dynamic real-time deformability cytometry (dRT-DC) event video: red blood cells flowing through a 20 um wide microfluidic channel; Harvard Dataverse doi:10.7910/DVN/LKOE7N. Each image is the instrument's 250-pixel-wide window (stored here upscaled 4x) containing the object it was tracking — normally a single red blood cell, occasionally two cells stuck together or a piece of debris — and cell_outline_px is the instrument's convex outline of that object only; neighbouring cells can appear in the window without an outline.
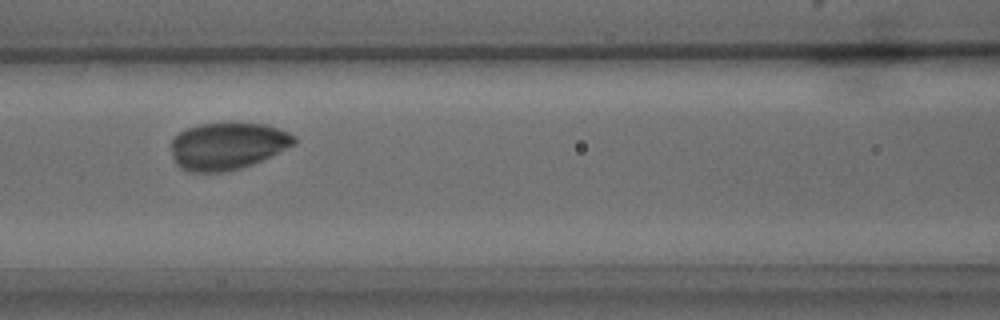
{"species": "common noctule bat (a hibernating species)", "species_latin": "Nyctalus noctula", "temperature_condition": "warm", "stored_images_in_passage": 27, "camera_frame_rate_fps": 3000, "um_per_image_px": 0.085, "animal": {"sex": "male", "body_mass_g": 15.6}, "frame": {"image": 1, "passage_image": 6, "time_ms": 1.667, "image_size_px": [1000, 320], "cell_outline_px": [[296, 144], [252, 164], [240, 168], [224, 172], [188, 172], [180, 168], [176, 164], [172, 156], [172, 140], [180, 132], [188, 128], [200, 124], [264, 124], [288, 132], [296, 136]], "centroid_in_image_um": [19.32, 12.43], "position_along_channel_um": 147.3, "area_um2": 33.41}}
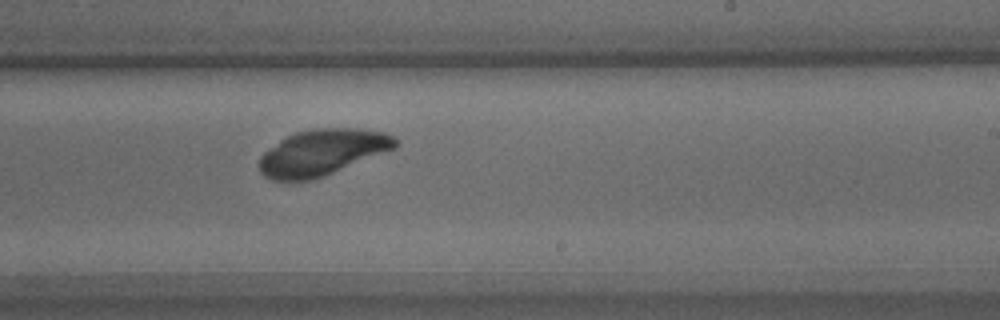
{"frame": {"image": 2, "passage_image": 13, "time_ms": 4.0, "image_size_px": [1000, 320], "cell_outline_px": [[400, 144], [396, 148], [324, 176], [308, 180], [272, 180], [264, 176], [260, 172], [260, 156], [264, 152], [280, 140], [296, 132], [316, 128], [356, 128], [384, 132], [400, 140]], "centroid_in_image_um": [27.42, 12.95], "position_along_channel_um": 261.6, "area_um2": 36.36}}
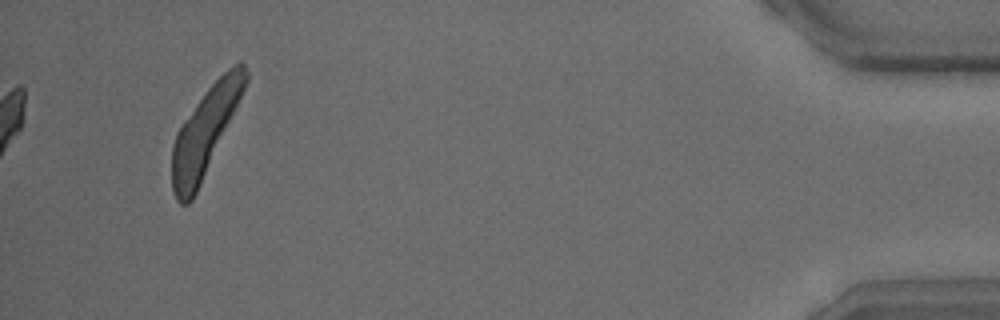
{"frame": {"image": 3, "passage_image": 27, "time_ms": 8.667, "image_size_px": [1000, 320], "cell_outline_px": [[248, 80], [200, 184], [192, 200], [188, 204], [180, 204], [176, 200], [172, 192], [172, 144], [176, 132], [184, 120], [208, 88], [232, 64], [240, 60], [244, 64], [248, 72]], "centroid_in_image_um": [17.4, 11.19], "position_along_channel_um": 417.8, "area_um2": 36.18}}